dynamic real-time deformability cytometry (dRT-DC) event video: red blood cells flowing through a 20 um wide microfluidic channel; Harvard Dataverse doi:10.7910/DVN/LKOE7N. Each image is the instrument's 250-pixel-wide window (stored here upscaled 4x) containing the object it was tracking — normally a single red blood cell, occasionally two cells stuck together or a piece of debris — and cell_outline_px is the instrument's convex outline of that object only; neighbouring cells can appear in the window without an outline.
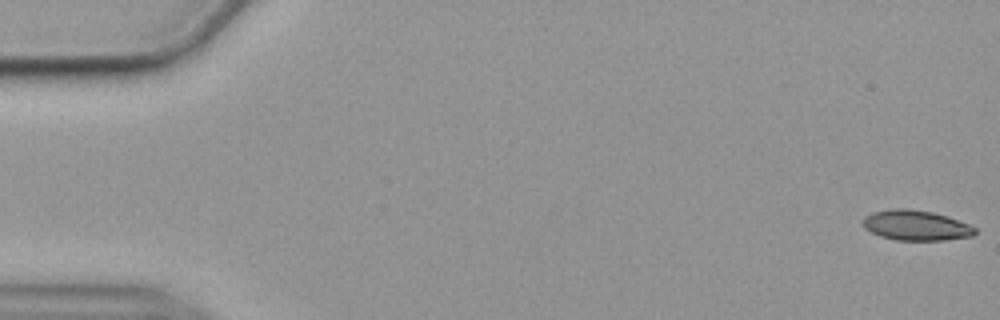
{"species": "common noctule bat (a hibernating species)", "species_latin": "Nyctalus noctula", "temperature_condition": "cold", "stored_images_in_passage": 56, "camera_frame_rate_fps": 3000, "um_per_image_px": 0.085, "animal": {"sex": "female", "body_mass_g": 19.9}, "frame": {"image": 1, "passage_image": 1, "time_ms": 0.0, "image_size_px": [1000, 320], "cell_outline_px": [[976, 232], [972, 236], [944, 240], [896, 240], [880, 236], [864, 228], [860, 220], [864, 216], [872, 212], [892, 208], [908, 208], [932, 212], [948, 216], [968, 224], [976, 228]], "centroid_in_image_um": [77.81, 19.14], "position_along_channel_um": 7.2, "area_um2": 19.88}}
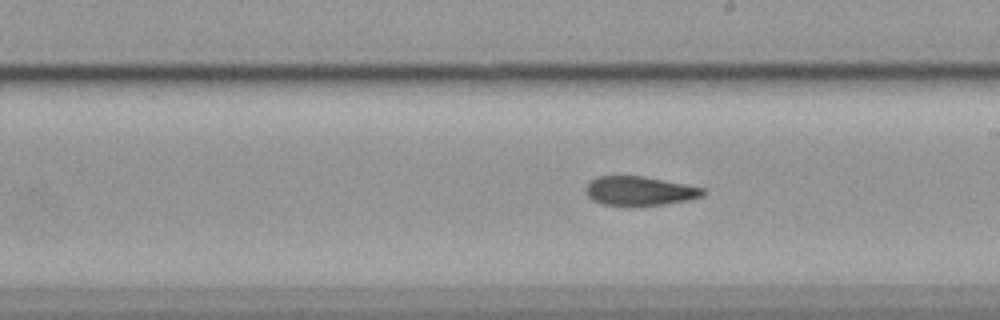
{"frame": {"image": 2, "passage_image": 32, "time_ms": 10.333, "image_size_px": [1000, 320], "cell_outline_px": [[704, 196], [688, 200], [664, 204], [600, 204], [592, 200], [584, 192], [584, 188], [588, 180], [596, 176], [644, 176], [704, 188]], "centroid_in_image_um": [54.3, 16.2], "position_along_channel_um": 234.7, "area_um2": 19.71}}
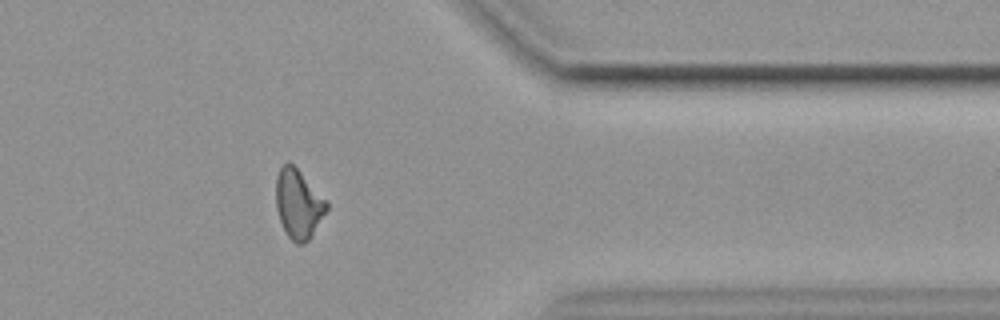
{"frame": {"image": 3, "passage_image": 46, "time_ms": 15.0, "image_size_px": [1000, 320], "cell_outline_px": [[328, 208], [308, 240], [304, 244], [296, 244], [288, 236], [280, 220], [276, 208], [276, 176], [280, 168], [288, 160], [328, 200]], "centroid_in_image_um": [25.36, 17.32], "position_along_channel_um": 386.0, "area_um2": 20.23}}